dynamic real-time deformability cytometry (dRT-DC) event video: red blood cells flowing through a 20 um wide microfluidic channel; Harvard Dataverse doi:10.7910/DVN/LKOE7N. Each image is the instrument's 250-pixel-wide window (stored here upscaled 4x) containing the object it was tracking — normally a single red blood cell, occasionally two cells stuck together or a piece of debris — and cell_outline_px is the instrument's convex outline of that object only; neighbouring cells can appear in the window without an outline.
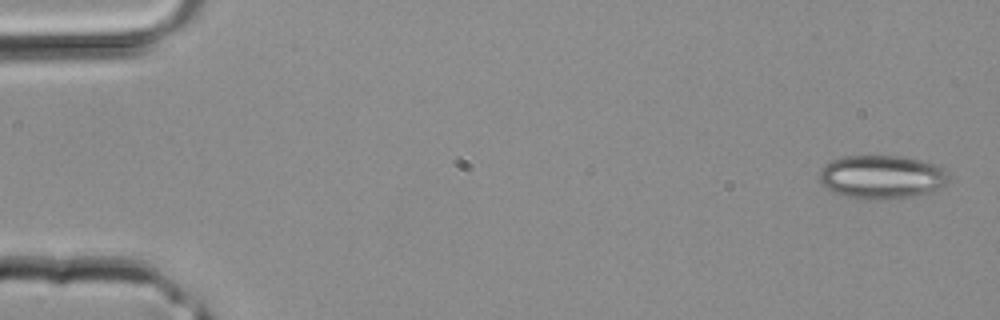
{"species": "common noctule bat (a hibernating species)", "species_latin": "Nyctalus noctula", "temperature_condition": "room temperature", "stored_images_in_passage": 3, "camera_frame_rate_fps": 3000, "um_per_image_px": 0.085, "animal": {"sex": "male", "body_mass_g": 20.4}, "frame": {"image": 1, "passage_image": 1, "time_ms": 0.0, "image_size_px": [1000, 320], "cell_outline_px": [[948, 180], [936, 192], [920, 196], [876, 200], [860, 200], [832, 192], [820, 184], [820, 168], [832, 160], [844, 156], [904, 156], [936, 164], [944, 168]], "centroid_in_image_um": [74.95, 15.06], "position_along_channel_um": 10.0, "area_um2": 33.41}}